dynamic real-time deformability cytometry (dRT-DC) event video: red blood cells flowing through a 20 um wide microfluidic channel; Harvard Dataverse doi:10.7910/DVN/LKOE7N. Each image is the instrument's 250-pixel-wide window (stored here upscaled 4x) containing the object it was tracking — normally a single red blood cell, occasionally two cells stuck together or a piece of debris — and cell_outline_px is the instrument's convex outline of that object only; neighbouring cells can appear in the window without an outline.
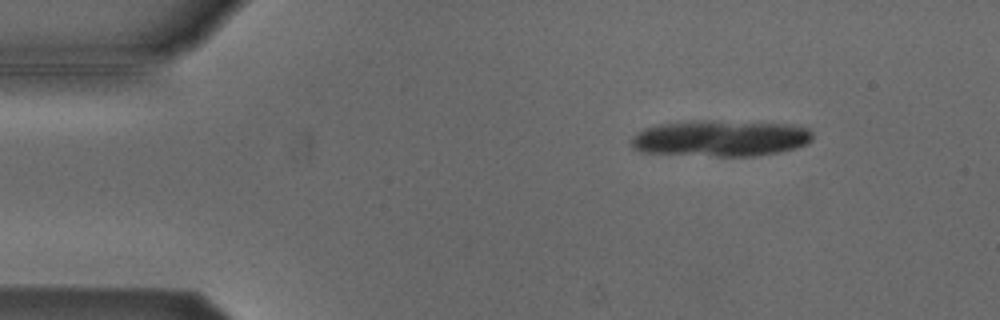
{"species": "Egyptian fruit bat (a non-hibernating species)", "species_latin": "Rousettus aegyptiacus", "temperature_condition": "cold", "stored_images_in_passage": 12, "camera_frame_rate_fps": 3000, "um_per_image_px": 0.085, "animal": {"sex": "male"}, "frame": {"image": 1, "passage_image": 1, "time_ms": 0.0, "image_size_px": [1000, 320], "cell_outline_px": [[812, 140], [808, 144], [796, 148], [780, 152], [756, 156], [716, 156], [640, 152], [632, 148], [632, 136], [636, 132], [644, 128], [660, 124], [692, 120], [716, 120], [792, 124], [808, 128], [812, 132]], "centroid_in_image_um": [61.26, 11.75], "position_along_channel_um": 23.7, "area_um2": 38.84}}